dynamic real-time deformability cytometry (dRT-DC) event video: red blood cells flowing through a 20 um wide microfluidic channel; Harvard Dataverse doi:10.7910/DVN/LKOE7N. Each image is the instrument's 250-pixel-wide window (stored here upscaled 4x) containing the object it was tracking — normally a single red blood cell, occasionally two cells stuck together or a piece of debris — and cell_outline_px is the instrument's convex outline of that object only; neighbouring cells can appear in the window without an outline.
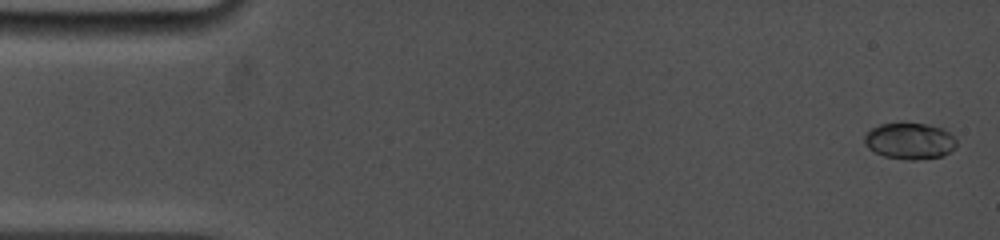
{"species": "common noctule bat (a hibernating species)", "species_latin": "Nyctalus noctula", "temperature_condition": "cold", "stored_images_in_passage": 35, "camera_frame_rate_fps": 5000, "um_per_image_px": 0.085, "animal": {"sex": "female", "body_mass_g": 19.0, "forearm_length_mm": 53.3}, "frame": {"image": 1, "passage_image": 2, "time_ms": 0.2, "image_size_px": [1000, 240], "cell_outline_px": [[956, 148], [944, 156], [916, 160], [912, 160], [884, 156], [868, 148], [864, 144], [864, 136], [872, 128], [880, 124], [904, 120], [928, 124], [944, 128], [956, 140]], "centroid_in_image_um": [77.33, 11.94], "position_along_channel_um": 7.7, "area_um2": 20.11}}
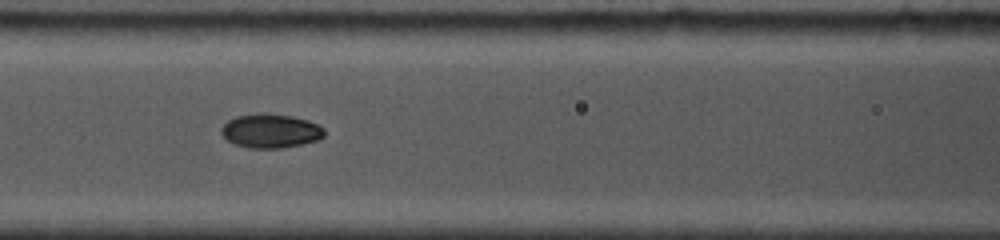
{"frame": {"image": 2, "passage_image": 22, "time_ms": 7.0, "image_size_px": [1000, 240], "cell_outline_px": [[324, 136], [316, 140], [300, 144], [280, 148], [248, 148], [232, 144], [220, 132], [220, 128], [228, 120], [236, 116], [260, 112], [264, 112], [292, 116], [308, 120], [324, 128]], "centroid_in_image_um": [22.95, 11.11], "position_along_channel_um": 143.6, "area_um2": 20.52}}
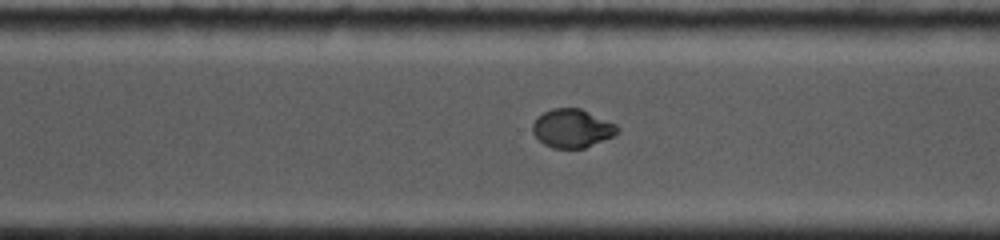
{"frame": {"image": 3, "passage_image": 35, "time_ms": 11.6, "image_size_px": [1000, 240], "cell_outline_px": [[620, 132], [616, 136], [584, 148], [552, 148], [544, 144], [532, 132], [532, 124], [544, 112], [552, 108], [580, 108], [616, 124], [620, 128]], "centroid_in_image_um": [48.68, 10.92], "position_along_channel_um": 321.9, "area_um2": 19.07}}